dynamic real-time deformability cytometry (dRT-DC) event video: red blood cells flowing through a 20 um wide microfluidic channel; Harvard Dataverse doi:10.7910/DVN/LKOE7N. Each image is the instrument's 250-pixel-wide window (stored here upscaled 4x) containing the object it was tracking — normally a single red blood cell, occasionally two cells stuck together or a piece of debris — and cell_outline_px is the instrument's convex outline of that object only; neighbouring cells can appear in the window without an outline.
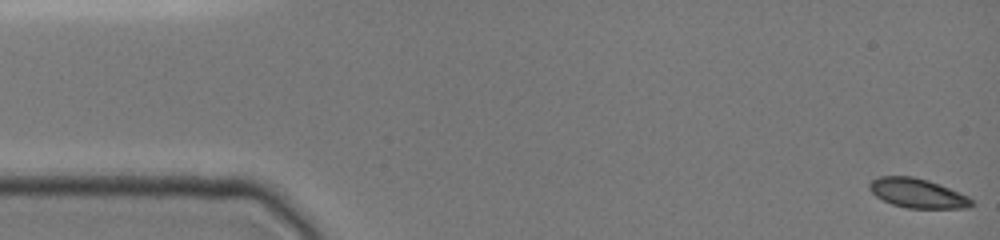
{"species": "common noctule bat (a hibernating species)", "species_latin": "Nyctalus noctula", "temperature_condition": "cold", "stored_images_in_passage": 65, "camera_frame_rate_fps": 3000, "um_per_image_px": 0.085, "animal": {"sex": "female", "body_mass_g": 19.0, "forearm_length_mm": 51.5}, "frame": {"image": 1, "passage_image": 1, "time_ms": 0.0, "image_size_px": [1000, 240], "cell_outline_px": [[976, 204], [968, 208], [908, 208], [892, 204], [876, 196], [868, 188], [868, 184], [872, 180], [880, 176], [912, 176], [928, 180], [940, 184], [960, 192], [968, 196]], "centroid_in_image_um": [78.01, 16.42], "position_along_channel_um": 7.0, "area_um2": 17.57}}
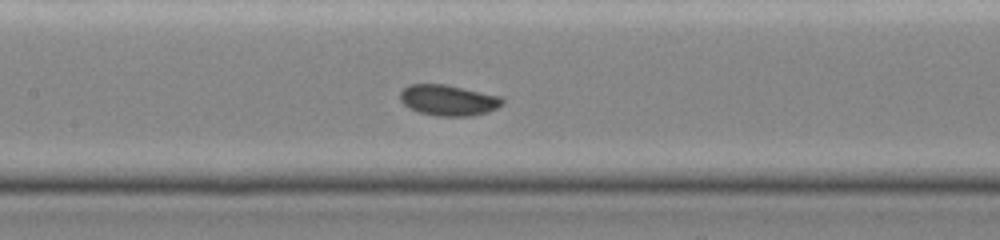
{"frame": {"image": 2, "passage_image": 26, "time_ms": 7.333, "image_size_px": [1000, 240], "cell_outline_px": [[504, 104], [488, 112], [468, 116], [440, 116], [420, 112], [408, 108], [400, 100], [400, 92], [408, 84], [444, 84], [464, 88], [500, 96], [504, 100]], "centroid_in_image_um": [38.1, 8.51], "position_along_channel_um": 169.3, "area_um2": 18.32}}
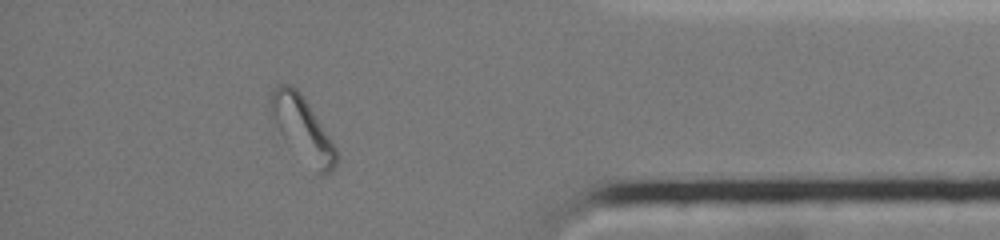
{"frame": {"image": 3, "passage_image": 56, "time_ms": 14.0, "image_size_px": [1000, 240], "cell_outline_px": [[336, 164], [328, 172], [320, 176], [276, 140], [268, 100], [272, 92], [280, 84], [292, 84], [300, 92], [308, 104], [336, 148]], "centroid_in_image_um": [25.58, 11.01], "position_along_channel_um": 409.6, "area_um2": 25.55}, "authors_computed_cell_mechanics": {"area_um2": 18.3226, "velocity_mm_per_s": 3.9013, "shape_relaxation_time_tau1_ms": 1.7972, "shape_relaxation_time_tau2_ms": null, "deformation_change_tau1": 0.0578, "deformation_change_tau2": null}}